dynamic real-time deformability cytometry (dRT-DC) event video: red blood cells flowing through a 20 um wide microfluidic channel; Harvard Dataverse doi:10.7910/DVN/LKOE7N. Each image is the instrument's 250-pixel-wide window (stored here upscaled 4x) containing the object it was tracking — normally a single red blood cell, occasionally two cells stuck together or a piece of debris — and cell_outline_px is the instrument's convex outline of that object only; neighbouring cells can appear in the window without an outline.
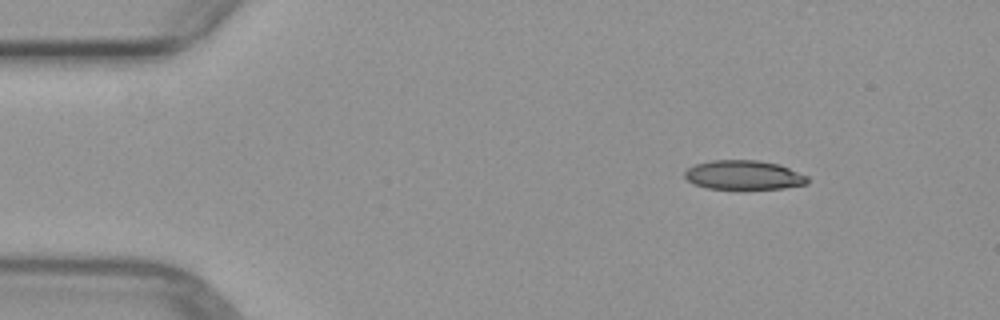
{"species": "common noctule bat (a hibernating species)", "species_latin": "Nyctalus noctula", "temperature_condition": "warm", "stored_images_in_passage": 3, "camera_frame_rate_fps": 3000, "um_per_image_px": 0.085, "animal": {"sex": "female", "body_mass_g": 29.2, "forearm_length_mm": 56.3}, "frame": {"image": 1, "passage_image": 1, "time_ms": 0.0, "image_size_px": [1000, 320], "cell_outline_px": [[808, 184], [784, 188], [708, 188], [696, 184], [688, 180], [684, 176], [684, 172], [688, 168], [696, 164], [712, 160], [756, 160], [780, 164], [808, 176]], "centroid_in_image_um": [63.25, 14.86], "position_along_channel_um": 21.8, "area_um2": 20.69}}